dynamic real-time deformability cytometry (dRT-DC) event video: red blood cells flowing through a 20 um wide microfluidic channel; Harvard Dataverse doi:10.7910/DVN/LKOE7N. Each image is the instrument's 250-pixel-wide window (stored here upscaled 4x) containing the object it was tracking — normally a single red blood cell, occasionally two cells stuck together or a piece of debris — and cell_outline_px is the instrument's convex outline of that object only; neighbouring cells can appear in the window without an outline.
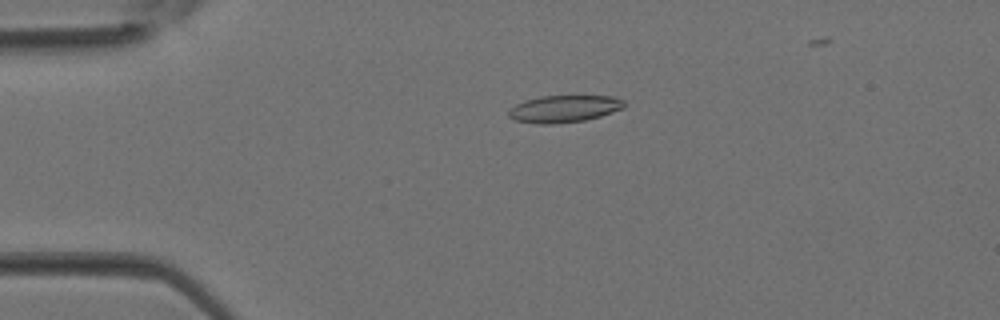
{"species": "Egyptian fruit bat (a non-hibernating species)", "species_latin": "Rousettus aegyptiacus", "temperature_condition": "room temperature", "stored_images_in_passage": 3, "camera_frame_rate_fps": 3000, "um_per_image_px": 0.085, "animal": {"sex": "female"}, "frame": {"image": 1, "passage_image": 2, "time_ms": 0.333, "image_size_px": [1000, 320], "cell_outline_px": [[624, 108], [600, 116], [584, 120], [552, 124], [536, 124], [512, 120], [508, 116], [508, 108], [524, 100], [540, 96], [612, 96], [624, 100]], "centroid_in_image_um": [47.89, 9.25], "position_along_channel_um": 37.1, "area_um2": 18.38}}